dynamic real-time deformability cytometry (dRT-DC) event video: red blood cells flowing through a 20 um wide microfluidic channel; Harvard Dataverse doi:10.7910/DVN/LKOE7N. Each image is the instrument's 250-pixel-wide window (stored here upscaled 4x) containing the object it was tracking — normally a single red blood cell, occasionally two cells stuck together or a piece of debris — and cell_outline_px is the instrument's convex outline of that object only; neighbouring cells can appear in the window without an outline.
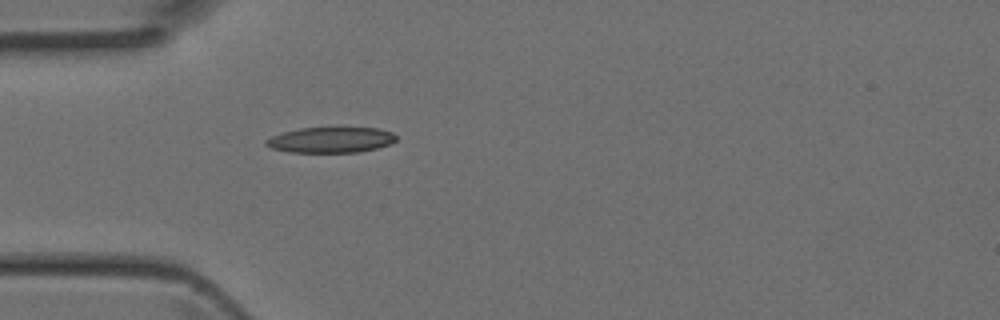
{"species": "Egyptian fruit bat (a non-hibernating species)", "species_latin": "Rousettus aegyptiacus", "temperature_condition": "room temperature", "stored_images_in_passage": 4, "camera_frame_rate_fps": 3000, "um_per_image_px": 0.085, "animal": {"sex": "female"}, "frame": {"image": 1, "passage_image": 4, "time_ms": 1.0, "image_size_px": [1000, 320], "cell_outline_px": [[396, 140], [388, 144], [376, 148], [360, 152], [288, 152], [272, 148], [264, 144], [264, 140], [280, 132], [300, 128], [336, 124], [376, 128], [392, 132], [396, 136]], "centroid_in_image_um": [28.1, 11.83], "position_along_channel_um": 56.9, "area_um2": 20.46}}